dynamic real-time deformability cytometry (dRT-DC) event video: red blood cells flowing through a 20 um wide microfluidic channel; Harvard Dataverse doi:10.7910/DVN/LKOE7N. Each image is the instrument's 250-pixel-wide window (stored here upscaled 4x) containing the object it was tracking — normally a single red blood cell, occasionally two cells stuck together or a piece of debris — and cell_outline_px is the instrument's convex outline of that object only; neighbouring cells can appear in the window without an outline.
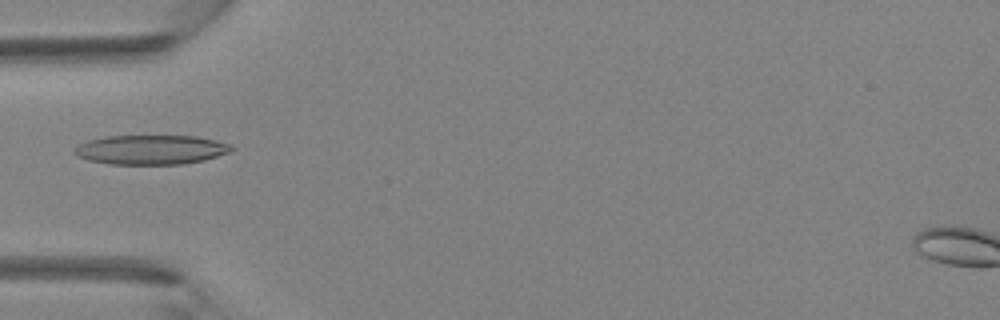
{"species": "Egyptian fruit bat (a non-hibernating species)", "species_latin": "Rousettus aegyptiacus", "temperature_condition": "room temperature", "stored_images_in_passage": 25, "camera_frame_rate_fps": 3000, "um_per_image_px": 0.085, "animal": {"sex": "female"}, "frame": {"image": 1, "passage_image": 1, "time_ms": 0.0, "image_size_px": [1000, 320], "cell_outline_px": [[236, 148], [232, 152], [204, 160], [184, 164], [108, 164], [88, 160], [76, 156], [72, 152], [80, 144], [88, 140], [104, 136], [196, 136], [216, 140], [228, 144]], "centroid_in_image_um": [12.84, 12.73], "position_along_channel_um": 72.2, "area_um2": 27.11}}
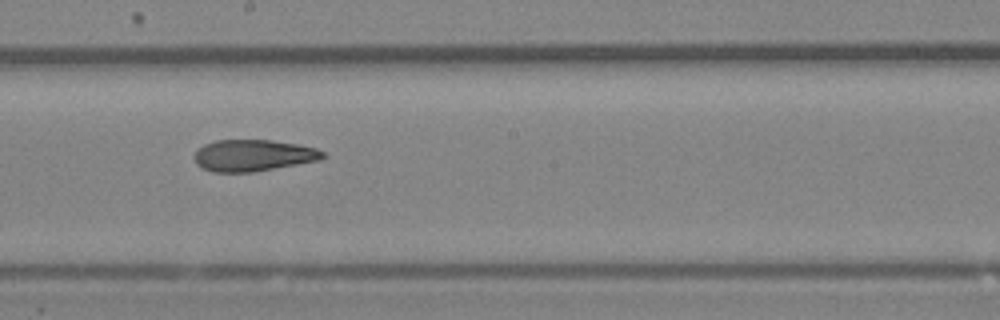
{"frame": {"image": 2, "passage_image": 11, "time_ms": 3.333, "image_size_px": [1000, 320], "cell_outline_px": [[324, 156], [320, 160], [252, 172], [212, 172], [200, 168], [196, 164], [196, 152], [204, 144], [216, 140], [272, 140], [296, 144], [316, 148], [324, 152]], "centroid_in_image_um": [21.51, 13.21], "position_along_channel_um": 226.7, "area_um2": 23.47}}
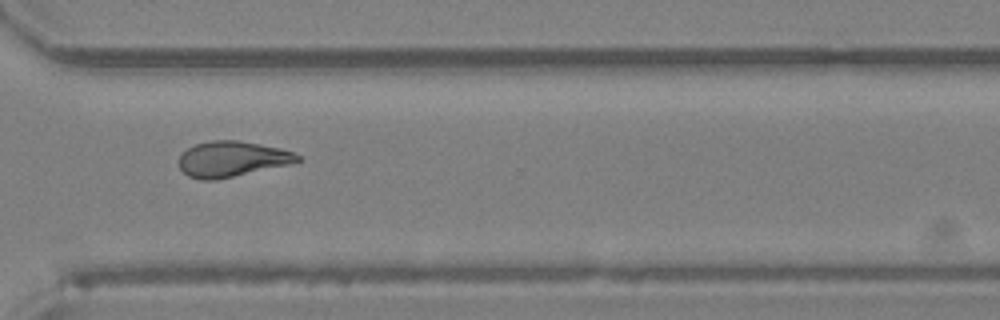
{"frame": {"image": 3, "passage_image": 19, "time_ms": 6.0, "image_size_px": [1000, 320], "cell_outline_px": [[300, 160], [292, 164], [216, 180], [200, 180], [188, 176], [180, 168], [180, 156], [188, 148], [196, 144], [212, 140], [236, 140], [260, 144], [280, 148], [292, 152], [300, 156]], "centroid_in_image_um": [19.73, 13.52], "position_along_channel_um": 350.9, "area_um2": 24.45}}